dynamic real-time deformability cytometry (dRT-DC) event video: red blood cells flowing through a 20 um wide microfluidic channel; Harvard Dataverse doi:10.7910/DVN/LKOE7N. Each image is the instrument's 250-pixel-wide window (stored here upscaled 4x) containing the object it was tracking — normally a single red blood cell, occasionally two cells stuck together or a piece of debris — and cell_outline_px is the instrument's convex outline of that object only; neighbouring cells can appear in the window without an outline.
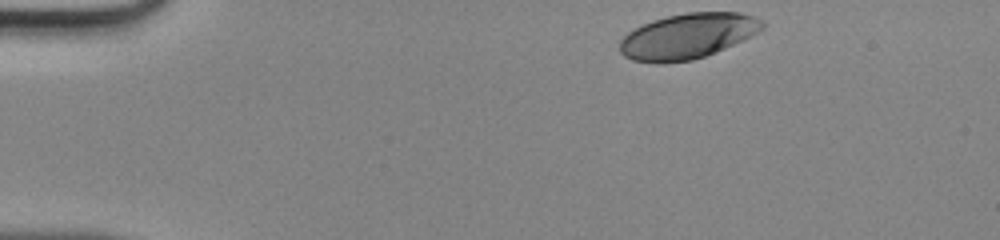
{"species": "human", "species_latin": "Homo sapiens", "temperature_condition": "room temperature", "stored_images_in_passage": 37, "camera_frame_rate_fps": 3000, "um_per_image_px": 0.085, "donor": {"sex": "male"}, "frame": {"image": 1, "passage_image": 1, "time_ms": 0.0, "image_size_px": [1000, 240], "cell_outline_px": [[768, 24], [760, 32], [752, 36], [724, 48], [704, 56], [692, 60], [632, 60], [624, 56], [620, 52], [620, 40], [628, 32], [652, 20], [668, 16], [688, 12], [740, 12], [764, 20]], "centroid_in_image_um": [58.54, 3.02], "position_along_channel_um": 26.5, "area_um2": 36.93}}
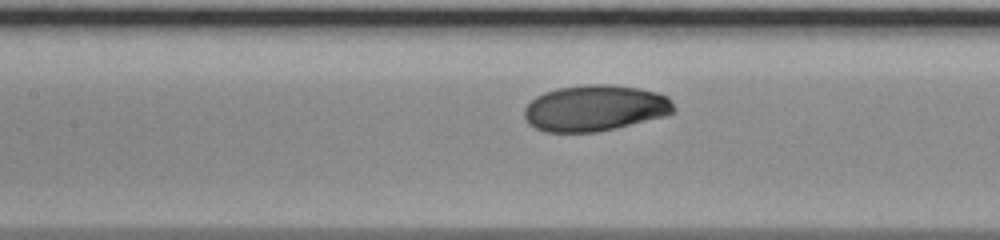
{"frame": {"image": 2, "passage_image": 16, "time_ms": 5.0, "image_size_px": [1000, 240], "cell_outline_px": [[676, 108], [672, 112], [664, 116], [616, 128], [596, 132], [544, 132], [528, 124], [524, 116], [524, 108], [536, 96], [544, 92], [556, 88], [588, 84], [608, 84], [640, 88], [656, 92], [668, 96]], "centroid_in_image_um": [50.56, 9.18], "position_along_channel_um": 156.8, "area_um2": 40.29}}
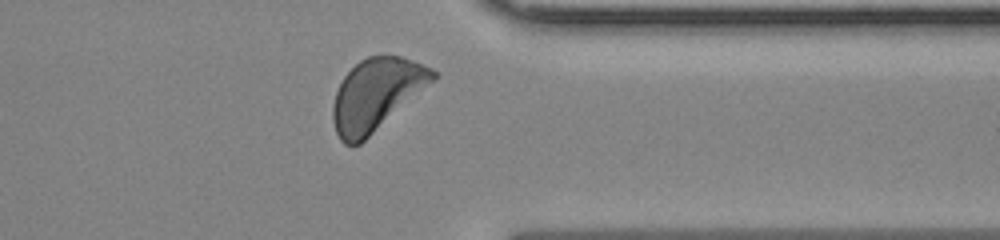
{"frame": {"image": 3, "passage_image": 32, "time_ms": 10.333, "image_size_px": [1000, 240], "cell_outline_px": [[436, 76], [432, 80], [360, 144], [344, 144], [340, 140], [336, 132], [332, 120], [332, 104], [336, 92], [344, 76], [360, 60], [368, 56], [400, 56], [432, 68], [436, 72]], "centroid_in_image_um": [31.92, 8.03], "position_along_channel_um": 379.5, "area_um2": 40.63}}